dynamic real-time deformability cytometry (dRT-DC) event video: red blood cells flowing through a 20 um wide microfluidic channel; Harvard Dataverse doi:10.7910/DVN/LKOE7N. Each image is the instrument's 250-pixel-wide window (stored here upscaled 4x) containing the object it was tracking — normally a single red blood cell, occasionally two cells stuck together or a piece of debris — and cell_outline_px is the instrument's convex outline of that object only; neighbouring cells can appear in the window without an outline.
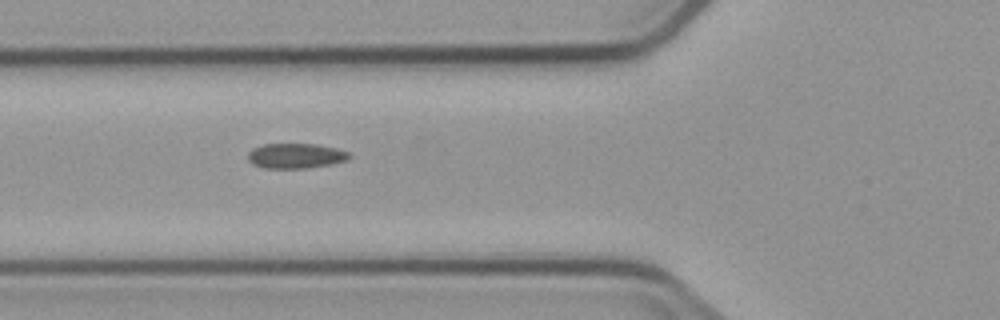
{"species": "common noctule bat (a hibernating species)", "species_latin": "Nyctalus noctula", "temperature_condition": "cold", "stored_images_in_passage": 7, "camera_frame_rate_fps": 3000, "um_per_image_px": 0.085, "animal": {"sex": "male", "body_mass_g": 23.1, "forearm_length_mm": 52.7}, "frame": {"image": 1, "passage_image": 5, "time_ms": 4.667, "image_size_px": [1000, 320], "cell_outline_px": [[352, 156], [348, 160], [332, 164], [308, 168], [264, 168], [252, 164], [248, 160], [248, 152], [252, 148], [264, 144], [316, 144], [336, 148], [348, 152]], "centroid_in_image_um": [25.14, 13.25], "position_along_channel_um": 100.7, "area_um2": 14.91}}
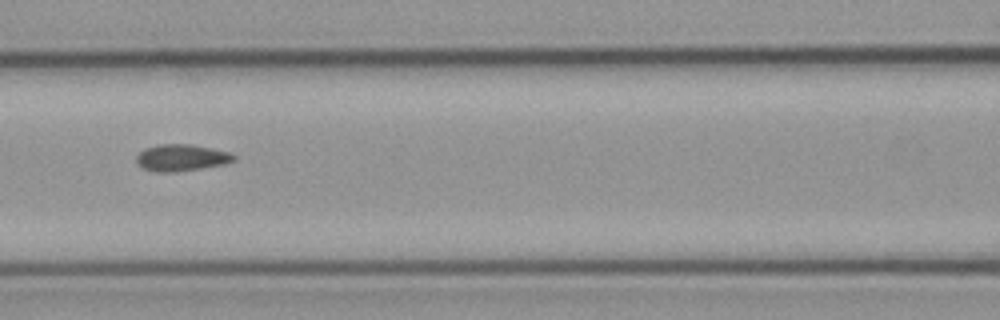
{"frame": {"image": 2, "passage_image": 6, "time_ms": 6.0, "image_size_px": [1000, 320], "cell_outline_px": [[236, 160], [224, 164], [176, 172], [156, 172], [144, 168], [136, 160], [136, 156], [144, 148], [160, 144], [192, 144], [212, 148], [228, 152], [236, 156]], "centroid_in_image_um": [15.43, 13.39], "position_along_channel_um": 151.2, "area_um2": 15.09}}
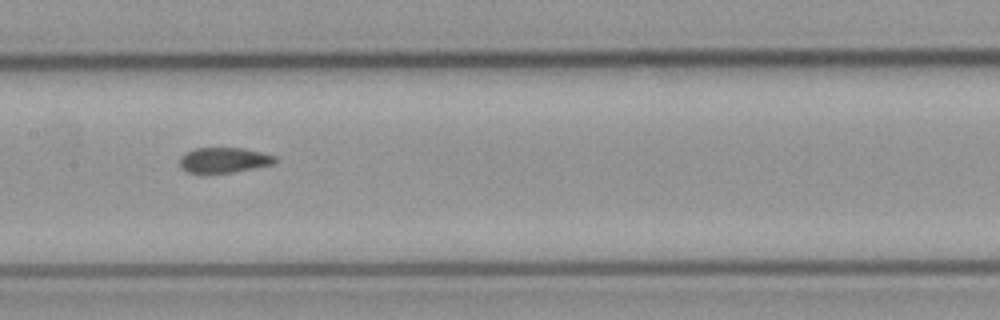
{"frame": {"image": 3, "passage_image": 7, "time_ms": 7.0, "image_size_px": [1000, 320], "cell_outline_px": [[276, 160], [272, 164], [232, 172], [188, 172], [180, 168], [180, 156], [184, 152], [196, 148], [244, 148], [276, 156]], "centroid_in_image_um": [18.99, 13.59], "position_along_channel_um": 188.4, "area_um2": 13.81}}